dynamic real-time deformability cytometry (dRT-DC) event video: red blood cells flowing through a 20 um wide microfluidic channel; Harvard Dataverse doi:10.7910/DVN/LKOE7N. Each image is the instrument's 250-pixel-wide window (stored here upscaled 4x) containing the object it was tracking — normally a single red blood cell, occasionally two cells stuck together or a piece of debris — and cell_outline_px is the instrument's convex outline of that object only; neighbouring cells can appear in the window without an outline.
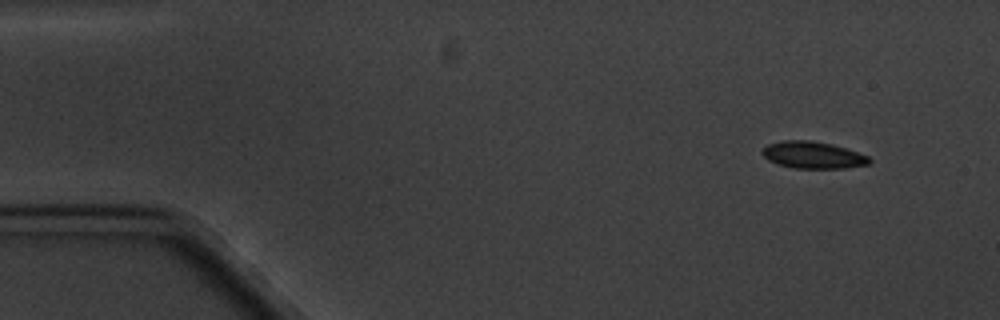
{"species": "common noctule bat (a hibernating species)", "species_latin": "Nyctalus noctula", "temperature_condition": "cold", "stored_images_in_passage": 5, "camera_frame_rate_fps": 3000, "um_per_image_px": 0.085, "animal": {"sex": "male", "body_mass_g": 20.1, "forearm_length_mm": 53.5}, "frame": {"image": 1, "passage_image": 1, "time_ms": 0.0, "image_size_px": [1000, 320], "cell_outline_px": [[872, 160], [868, 164], [844, 168], [792, 168], [768, 160], [760, 152], [768, 144], [784, 140], [812, 140], [832, 144], [868, 156]], "centroid_in_image_um": [69.08, 13.17], "position_along_channel_um": 15.9, "area_um2": 16.65}}
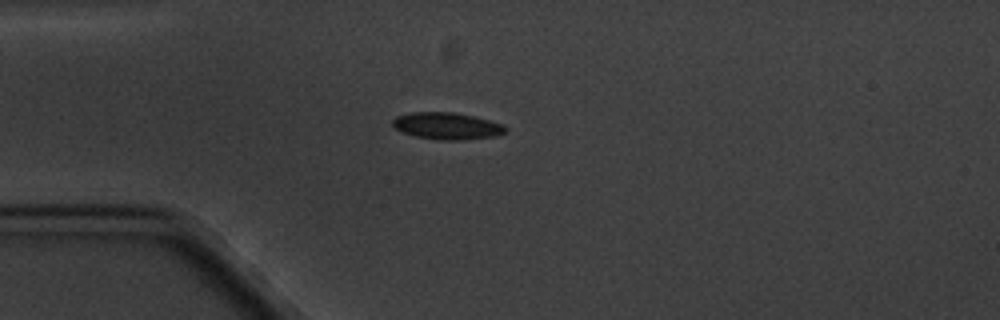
{"frame": {"image": 2, "passage_image": 4, "time_ms": 3.333, "image_size_px": [1000, 320], "cell_outline_px": [[508, 132], [496, 136], [460, 140], [440, 140], [416, 136], [404, 132], [396, 128], [392, 124], [392, 120], [396, 116], [412, 112], [452, 112], [476, 116], [504, 124], [508, 128]], "centroid_in_image_um": [38.06, 10.7], "position_along_channel_um": 46.9, "area_um2": 17.8}}
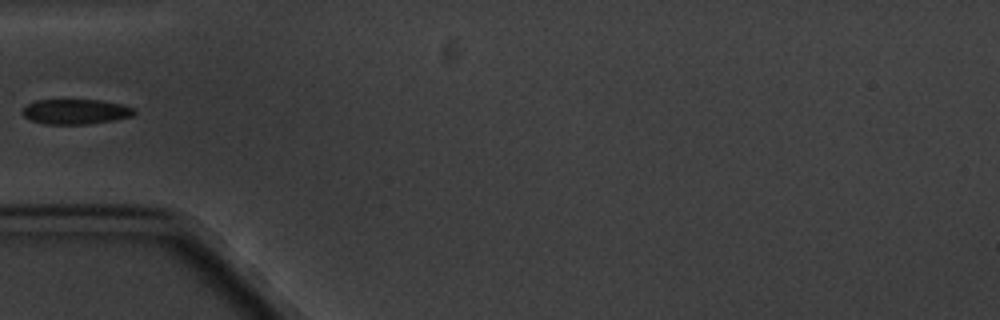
{"frame": {"image": 3, "passage_image": 5, "time_ms": 4.667, "image_size_px": [1000, 320], "cell_outline_px": [[136, 112], [132, 116], [112, 120], [84, 124], [44, 124], [32, 120], [24, 116], [20, 112], [28, 104], [36, 100], [100, 100], [120, 104], [136, 108]], "centroid_in_image_um": [6.42, 9.48], "position_along_channel_um": 78.6, "area_um2": 16.18}}